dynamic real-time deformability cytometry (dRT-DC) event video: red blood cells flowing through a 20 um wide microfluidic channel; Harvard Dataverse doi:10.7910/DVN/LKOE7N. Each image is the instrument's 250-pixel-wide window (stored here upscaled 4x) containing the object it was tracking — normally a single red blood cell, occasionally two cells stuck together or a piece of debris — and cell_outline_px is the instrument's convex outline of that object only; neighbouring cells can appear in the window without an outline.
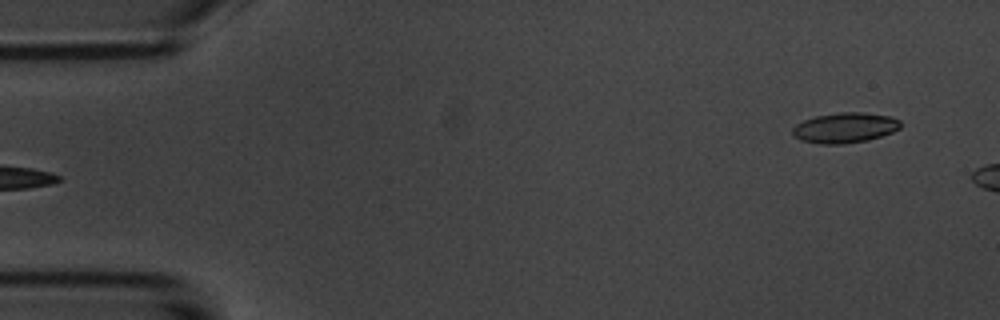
{"species": "common noctule bat (a hibernating species)", "species_latin": "Nyctalus noctula", "temperature_condition": "room temperature", "stored_images_in_passage": 5, "camera_frame_rate_fps": 3000, "um_per_image_px": 0.085, "animal": {"sex": "male", "body_mass_g": 20.1, "forearm_length_mm": 53.5}, "frame": {"image": 1, "passage_image": 5, "time_ms": 4.333, "image_size_px": [1000, 320], "cell_outline_px": [[900, 128], [892, 132], [868, 140], [844, 144], [820, 144], [800, 140], [792, 136], [792, 128], [796, 124], [804, 120], [816, 116], [840, 112], [860, 112], [892, 116], [900, 120]], "centroid_in_image_um": [71.8, 10.86], "position_along_channel_um": 13.2, "area_um2": 19.13}}